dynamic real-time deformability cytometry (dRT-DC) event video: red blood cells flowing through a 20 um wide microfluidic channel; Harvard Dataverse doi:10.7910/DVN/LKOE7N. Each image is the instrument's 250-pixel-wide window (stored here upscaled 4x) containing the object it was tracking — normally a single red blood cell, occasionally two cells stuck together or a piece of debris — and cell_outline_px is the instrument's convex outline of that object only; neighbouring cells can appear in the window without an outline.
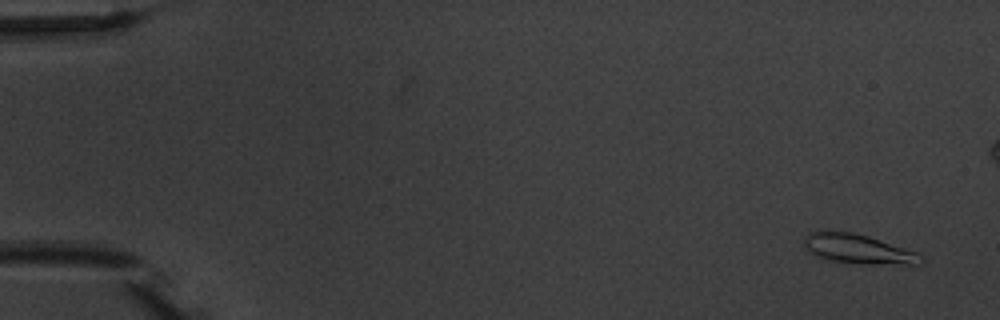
{"species": "common noctule bat (a hibernating species)", "species_latin": "Nyctalus noctula", "temperature_condition": "warm", "stored_images_in_passage": 6, "camera_frame_rate_fps": 3000, "um_per_image_px": 0.085, "animal": {"sex": "male", "body_mass_g": 20.1, "forearm_length_mm": 53.5}, "frame": {"image": 1, "passage_image": 1, "time_ms": 0.0, "image_size_px": [1000, 320], "cell_outline_px": [[924, 264], [864, 264], [828, 260], [816, 256], [808, 252], [804, 248], [804, 236], [812, 232], [852, 232], [868, 236], [920, 252], [924, 256]], "centroid_in_image_um": [73.01, 21.19], "position_along_channel_um": 12.0, "area_um2": 20.23}}